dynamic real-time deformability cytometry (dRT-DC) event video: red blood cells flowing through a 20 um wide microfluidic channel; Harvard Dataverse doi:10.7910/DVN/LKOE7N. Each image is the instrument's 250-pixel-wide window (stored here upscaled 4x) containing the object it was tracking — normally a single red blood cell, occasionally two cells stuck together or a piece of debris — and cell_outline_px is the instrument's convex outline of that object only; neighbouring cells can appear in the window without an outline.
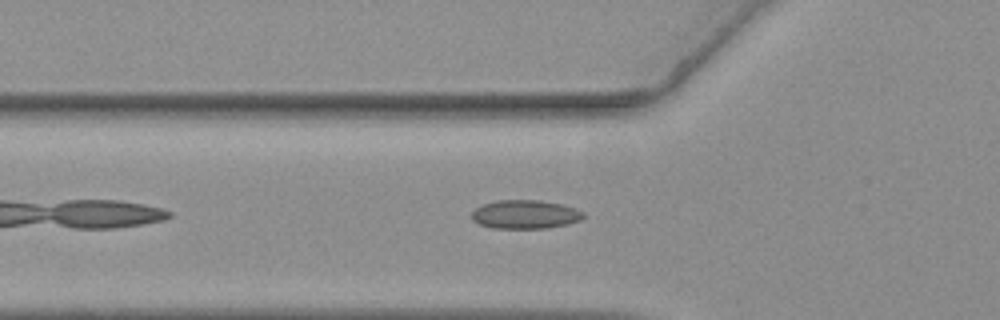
{"species": "common noctule bat (a hibernating species)", "species_latin": "Nyctalus noctula", "temperature_condition": "warm", "stored_images_in_passage": 38, "camera_frame_rate_fps": 3000, "um_per_image_px": 0.085, "animal": {"sex": "female", "body_mass_g": 19.3, "forearm_length_mm": 54.1}, "frame": {"image": 1, "passage_image": 6, "time_ms": 1.667, "image_size_px": [1000, 320], "cell_outline_px": [[584, 216], [580, 220], [548, 228], [492, 228], [480, 224], [472, 220], [472, 212], [476, 208], [484, 204], [496, 200], [540, 200], [560, 204], [576, 208], [584, 212]], "centroid_in_image_um": [44.63, 18.22], "position_along_channel_um": 81.2, "area_um2": 18.55}}
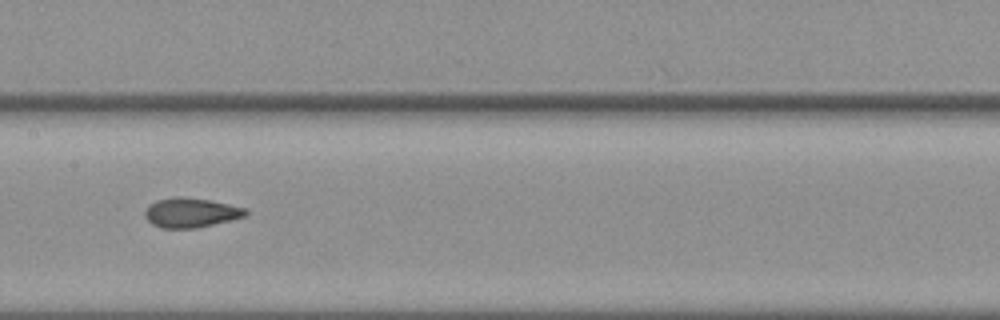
{"frame": {"image": 2, "passage_image": 15, "time_ms": 4.667, "image_size_px": [1000, 320], "cell_outline_px": [[248, 212], [244, 216], [196, 228], [160, 228], [152, 224], [144, 216], [144, 212], [148, 204], [156, 200], [176, 196], [184, 196], [208, 200], [228, 204], [244, 208]], "centroid_in_image_um": [16.14, 18.06], "position_along_channel_um": 191.3, "area_um2": 17.22}}
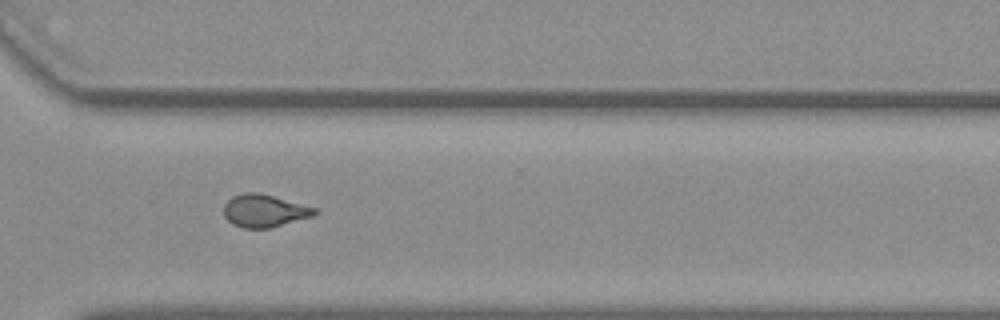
{"frame": {"image": 3, "passage_image": 28, "time_ms": 9.0, "image_size_px": [1000, 320], "cell_outline_px": [[320, 212], [312, 216], [272, 228], [244, 228], [232, 224], [224, 216], [224, 204], [232, 196], [244, 192], [260, 192], [316, 208]], "centroid_in_image_um": [22.46, 17.91], "position_along_channel_um": 348.1, "area_um2": 17.4}}